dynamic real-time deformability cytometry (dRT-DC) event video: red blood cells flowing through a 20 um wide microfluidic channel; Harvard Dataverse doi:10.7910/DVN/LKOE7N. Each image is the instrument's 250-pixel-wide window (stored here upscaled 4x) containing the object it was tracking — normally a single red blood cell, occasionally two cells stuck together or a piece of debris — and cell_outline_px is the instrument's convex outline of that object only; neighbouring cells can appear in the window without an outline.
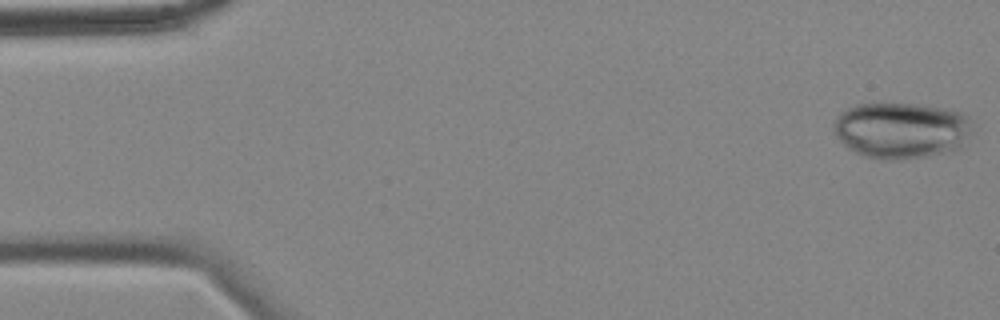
{"species": "common noctule bat (a hibernating species)", "species_latin": "Nyctalus noctula", "temperature_condition": "cold", "stored_images_in_passage": 56, "camera_frame_rate_fps": 3000, "um_per_image_px": 0.085, "animal": {"sex": "female", "body_mass_g": 18.4}, "frame": {"image": 1, "passage_image": 1, "time_ms": 0.0, "image_size_px": [1000, 320], "cell_outline_px": [[968, 136], [964, 148], [928, 156], [900, 160], [880, 160], [864, 156], [848, 148], [836, 136], [832, 124], [836, 116], [840, 112], [856, 104], [876, 100], [880, 100], [920, 104], [948, 108], [964, 112], [968, 116]], "centroid_in_image_um": [76.57, 11.03], "position_along_channel_um": 8.4, "area_um2": 46.82}}
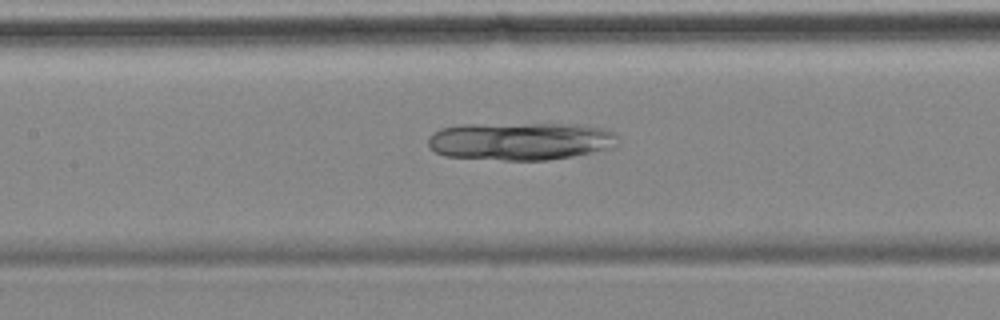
{"frame": {"image": 2, "passage_image": 25, "time_ms": 8.0, "image_size_px": [1000, 320], "cell_outline_px": [[620, 144], [572, 156], [548, 160], [504, 160], [444, 156], [436, 152], [428, 144], [428, 136], [432, 132], [440, 128], [460, 124], [580, 124], [604, 128], [616, 132], [620, 136]], "centroid_in_image_um": [44.23, 11.98], "position_along_channel_um": 163.2, "area_um2": 42.14}}
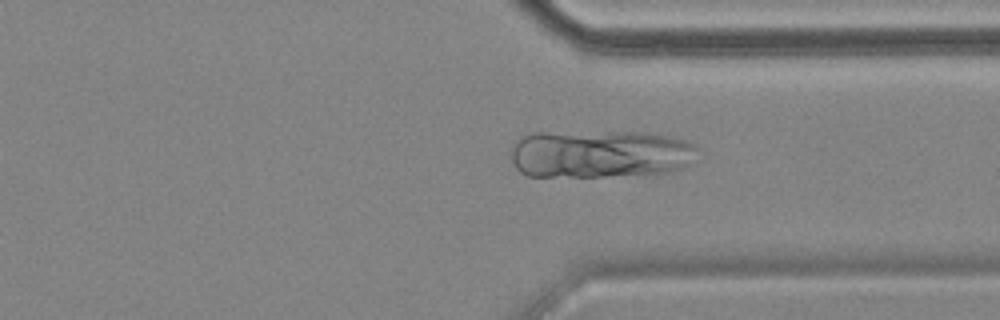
{"frame": {"image": 3, "passage_image": 42, "time_ms": 13.667, "image_size_px": [1000, 320], "cell_outline_px": [[700, 148], [684, 168], [668, 172], [648, 176], [528, 176], [520, 172], [516, 168], [512, 160], [512, 144], [520, 136], [528, 132], [640, 132], [668, 136], [684, 140], [696, 144]], "centroid_in_image_um": [51.0, 13.09], "position_along_channel_um": 360.4, "area_um2": 53.12}}